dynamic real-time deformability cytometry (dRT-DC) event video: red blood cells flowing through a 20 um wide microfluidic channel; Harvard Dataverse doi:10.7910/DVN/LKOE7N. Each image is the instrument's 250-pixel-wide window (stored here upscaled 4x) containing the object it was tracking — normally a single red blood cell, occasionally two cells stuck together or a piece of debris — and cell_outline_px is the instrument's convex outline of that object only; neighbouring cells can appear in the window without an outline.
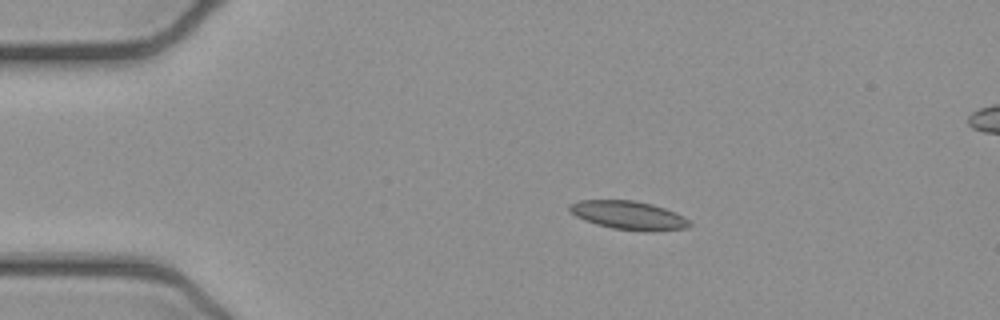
{"species": "common noctule bat (a hibernating species)", "species_latin": "Nyctalus noctula", "temperature_condition": "cold", "stored_images_in_passage": 45, "camera_frame_rate_fps": 3000, "um_per_image_px": 0.085, "animal": {"sex": "female", "body_mass_g": 21.9}, "frame": {"image": 1, "passage_image": 10, "time_ms": 3.0, "image_size_px": [1000, 320], "cell_outline_px": [[692, 224], [688, 228], [652, 232], [612, 228], [596, 224], [584, 220], [576, 216], [568, 208], [568, 204], [580, 200], [636, 200], [652, 204], [676, 212], [684, 216]], "centroid_in_image_um": [53.46, 18.3], "position_along_channel_um": 31.5, "area_um2": 20.11}}
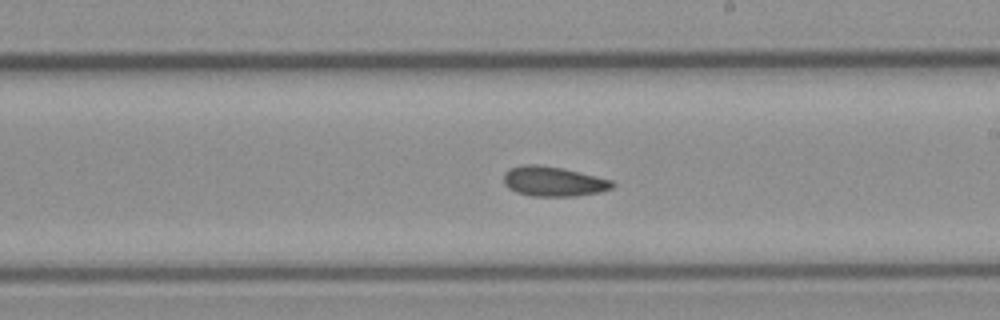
{"frame": {"image": 2, "passage_image": 30, "time_ms": 9.667, "image_size_px": [1000, 320], "cell_outline_px": [[616, 184], [612, 188], [600, 192], [576, 196], [532, 196], [516, 192], [508, 188], [504, 184], [504, 172], [508, 168], [524, 164], [536, 164], [560, 168], [596, 176], [612, 180]], "centroid_in_image_um": [47.01, 15.42], "position_along_channel_um": 242.0, "area_um2": 18.9}}
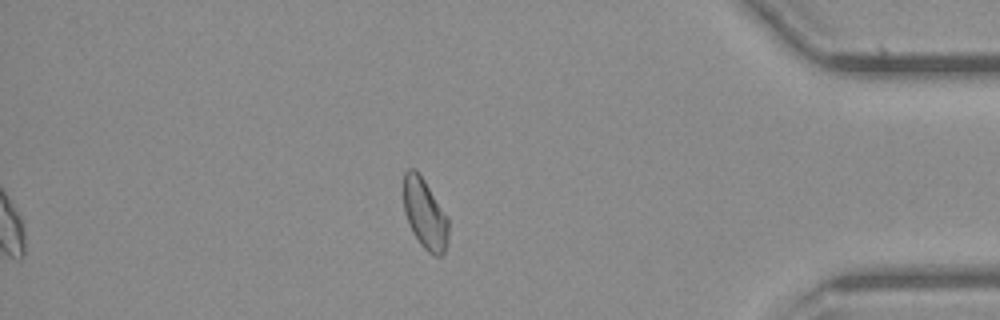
{"frame": {"image": 3, "passage_image": 45, "time_ms": 14.667, "image_size_px": [1000, 320], "cell_outline_px": [[448, 244], [444, 252], [440, 256], [432, 256], [420, 244], [412, 232], [408, 224], [404, 212], [404, 172], [408, 168], [412, 168], [424, 180], [448, 216]], "centroid_in_image_um": [36.12, 18.23], "position_along_channel_um": 399.1, "area_um2": 18.44}, "authors_computed_cell_mechanics": {"area_um2": 19.0162, "velocity_mm_per_s": 3.8893, "shape_relaxation_time_tau1_ms": 6.6337, "shape_relaxation_time_tau2_ms": 4.2306, "deformation_change_tau1": 0.1223, "deformation_change_tau2": 0.0968}}